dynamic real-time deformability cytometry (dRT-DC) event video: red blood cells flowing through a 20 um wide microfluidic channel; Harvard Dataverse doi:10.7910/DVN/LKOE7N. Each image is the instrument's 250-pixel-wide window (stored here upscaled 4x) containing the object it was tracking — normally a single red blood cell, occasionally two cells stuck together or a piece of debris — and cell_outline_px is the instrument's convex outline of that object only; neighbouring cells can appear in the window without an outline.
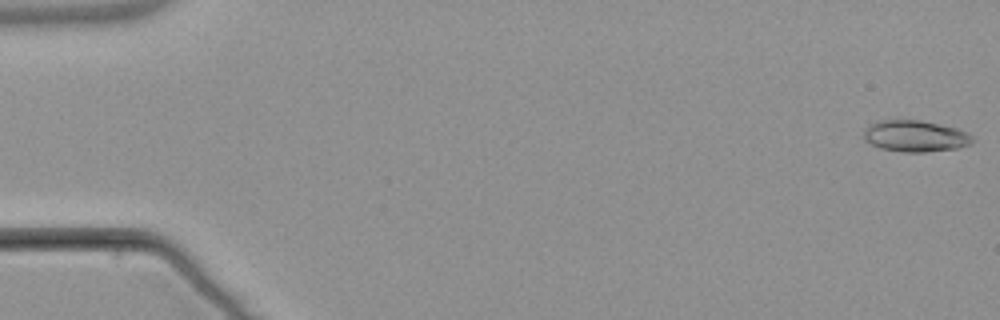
{"species": "common noctule bat (a hibernating species)", "species_latin": "Nyctalus noctula", "temperature_condition": "warm", "stored_images_in_passage": 4, "camera_frame_rate_fps": 3000, "um_per_image_px": 0.085, "animal": {"sex": "male", "body_mass_g": 21.5, "forearm_length_mm": 52.0}, "frame": {"image": 1, "passage_image": 1, "time_ms": 0.0, "image_size_px": [1000, 320], "cell_outline_px": [[976, 140], [972, 144], [956, 148], [924, 152], [904, 152], [880, 148], [864, 140], [864, 128], [868, 124], [876, 120], [920, 120], [956, 128], [968, 132]], "centroid_in_image_um": [77.79, 11.56], "position_along_channel_um": 7.2, "area_um2": 20.06}}
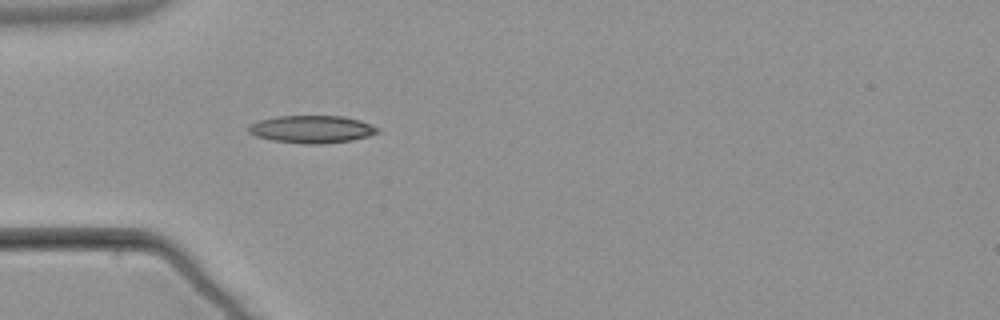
{"frame": {"image": 2, "passage_image": 4, "time_ms": 5.333, "image_size_px": [1000, 320], "cell_outline_px": [[380, 132], [368, 136], [352, 140], [320, 144], [304, 144], [272, 140], [256, 136], [248, 132], [248, 128], [252, 124], [260, 120], [276, 116], [344, 116], [360, 120], [372, 124], [380, 128]], "centroid_in_image_um": [26.55, 10.98], "position_along_channel_um": 58.5, "area_um2": 20.75}}